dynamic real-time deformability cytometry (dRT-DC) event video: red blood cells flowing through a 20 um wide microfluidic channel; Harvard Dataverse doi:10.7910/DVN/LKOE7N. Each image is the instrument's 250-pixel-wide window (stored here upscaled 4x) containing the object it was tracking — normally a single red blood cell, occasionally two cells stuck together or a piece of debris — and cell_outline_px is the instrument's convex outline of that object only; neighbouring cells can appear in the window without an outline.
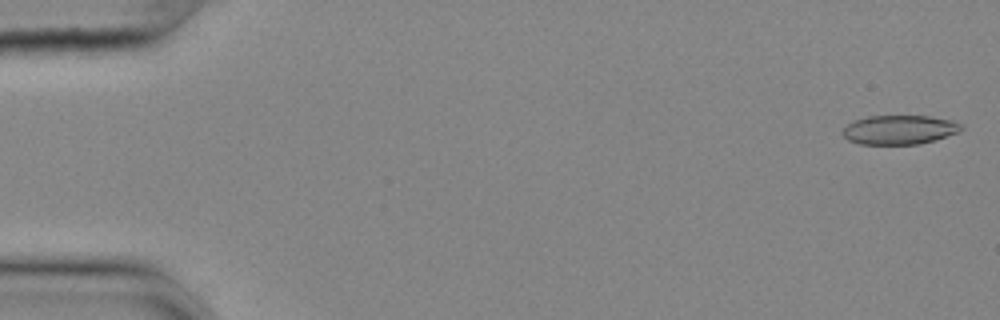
{"species": "common noctule bat (a hibernating species)", "species_latin": "Nyctalus noctula", "temperature_condition": "cold", "stored_images_in_passage": 56, "camera_frame_rate_fps": 3000, "um_per_image_px": 0.085, "animal": {"sex": "female", "body_mass_g": 25.1}, "frame": {"image": 1, "passage_image": 2, "time_ms": 0.333, "image_size_px": [1000, 320], "cell_outline_px": [[964, 128], [960, 132], [920, 144], [860, 144], [848, 140], [840, 132], [852, 120], [868, 116], [928, 116], [956, 120], [964, 124]], "centroid_in_image_um": [76.49, 11.02], "position_along_channel_um": 8.5, "area_um2": 20.46}}
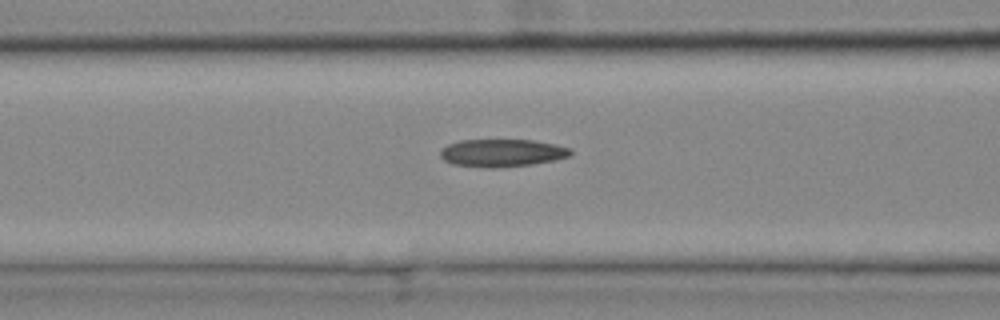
{"frame": {"image": 2, "passage_image": 23, "time_ms": 7.333, "image_size_px": [1000, 320], "cell_outline_px": [[572, 152], [568, 156], [556, 160], [532, 164], [496, 168], [484, 168], [452, 164], [444, 160], [440, 156], [440, 152], [448, 144], [460, 140], [532, 140], [556, 144], [572, 148]], "centroid_in_image_um": [42.68, 13.0], "position_along_channel_um": 123.9, "area_um2": 21.1}}
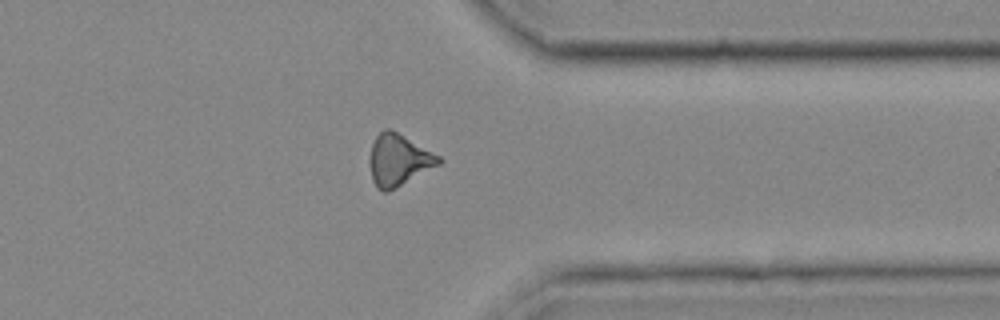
{"frame": {"image": 3, "passage_image": 44, "time_ms": 14.333, "image_size_px": [1000, 320], "cell_outline_px": [[444, 160], [440, 164], [396, 188], [388, 192], [384, 192], [376, 188], [372, 180], [368, 160], [372, 144], [376, 136], [384, 128], [392, 128], [440, 156]], "centroid_in_image_um": [33.86, 13.59], "position_along_channel_um": 377.5, "area_um2": 21.1}, "authors_computed_cell_mechanics": {"area_um2": 20.6057, "velocity_mm_per_s": 3.6873, "shape_relaxation_time_tau1_ms": null, "shape_relaxation_time_tau2_ms": 6.9704, "deformation_change_tau1": null, "deformation_change_tau2": 0.1793}}